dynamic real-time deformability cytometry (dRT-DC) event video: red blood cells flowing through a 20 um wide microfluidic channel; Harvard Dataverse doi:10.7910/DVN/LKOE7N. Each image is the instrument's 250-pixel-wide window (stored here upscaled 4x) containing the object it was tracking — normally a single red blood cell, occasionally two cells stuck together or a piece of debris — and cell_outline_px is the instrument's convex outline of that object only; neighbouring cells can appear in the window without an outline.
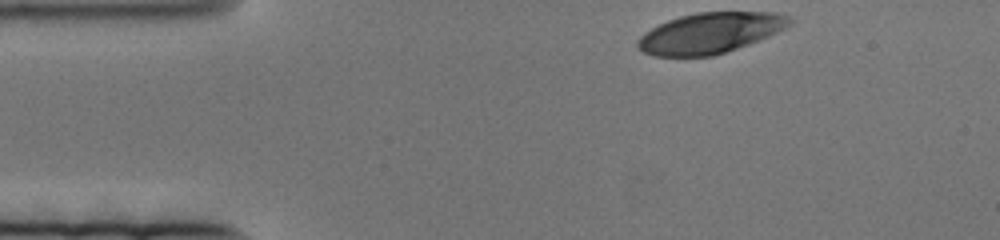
{"species": "human", "species_latin": "Homo sapiens", "temperature_condition": "cold", "stored_images_in_passage": 18, "camera_frame_rate_fps": 3000, "um_per_image_px": 0.085, "donor": {"sex": "female"}, "frame": {"image": 1, "passage_image": 1, "time_ms": 0.0, "image_size_px": [1000, 240], "cell_outline_px": [[792, 24], [768, 36], [748, 44], [712, 56], [652, 56], [636, 48], [636, 40], [644, 32], [668, 20], [680, 16], [696, 12], [776, 12], [792, 16]], "centroid_in_image_um": [60.34, 2.8], "position_along_channel_um": 24.7, "area_um2": 35.95}}
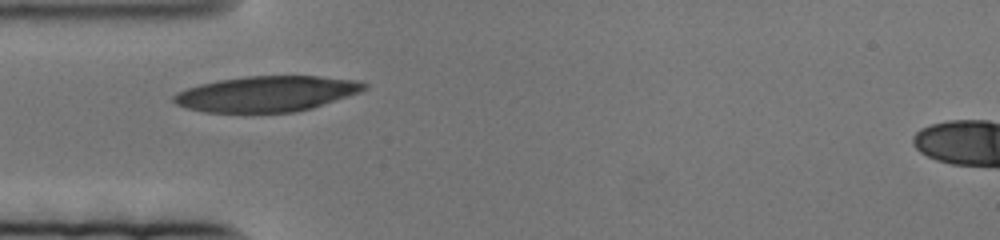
{"frame": {"image": 2, "passage_image": 13, "time_ms": 4.0, "image_size_px": [1000, 240], "cell_outline_px": [[368, 88], [360, 92], [312, 108], [296, 112], [204, 112], [188, 108], [176, 104], [172, 100], [172, 96], [176, 92], [200, 84], [220, 80], [248, 76], [316, 76], [356, 80], [368, 84]], "centroid_in_image_um": [22.67, 7.97], "position_along_channel_um": 62.3, "area_um2": 39.3}}
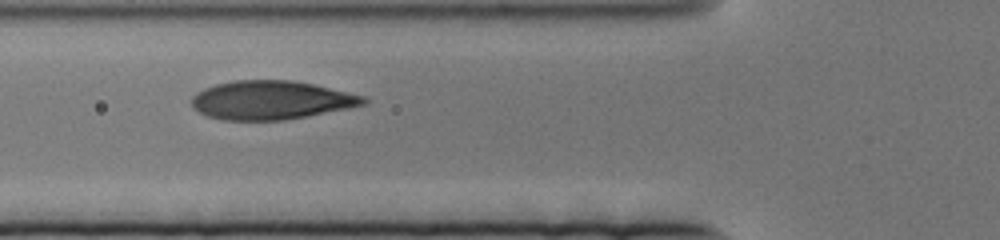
{"frame": {"image": 3, "passage_image": 18, "time_ms": 5.667, "image_size_px": [1000, 240], "cell_outline_px": [[368, 100], [364, 104], [348, 108], [308, 116], [284, 120], [224, 120], [208, 116], [192, 108], [192, 96], [196, 92], [204, 88], [216, 84], [236, 80], [292, 80], [312, 84], [364, 96]], "centroid_in_image_um": [23.01, 8.51], "position_along_channel_um": 102.8, "area_um2": 38.55}}